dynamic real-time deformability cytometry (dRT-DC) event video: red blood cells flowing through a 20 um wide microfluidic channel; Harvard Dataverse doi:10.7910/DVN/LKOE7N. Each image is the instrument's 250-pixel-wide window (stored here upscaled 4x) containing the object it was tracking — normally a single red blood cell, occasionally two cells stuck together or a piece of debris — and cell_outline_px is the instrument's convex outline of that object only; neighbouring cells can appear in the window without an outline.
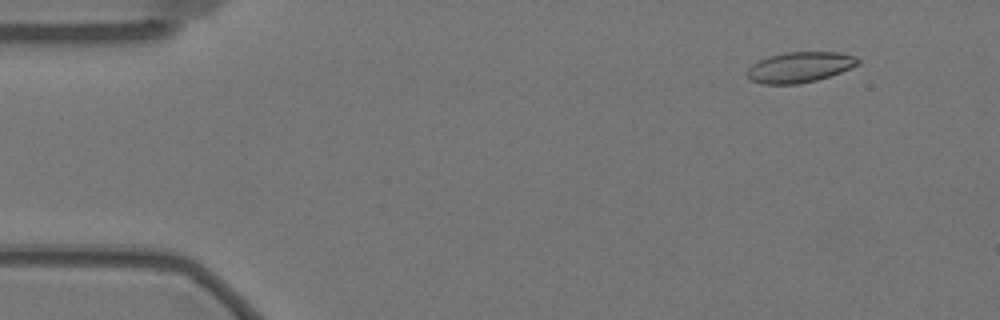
{"species": "Egyptian fruit bat (a non-hibernating species)", "species_latin": "Rousettus aegyptiacus", "temperature_condition": "warm", "stored_images_in_passage": 23, "camera_frame_rate_fps": 3000, "um_per_image_px": 0.085, "animal": {"sex": "female"}, "frame": {"image": 1, "passage_image": 2, "time_ms": 0.333, "image_size_px": [1000, 320], "cell_outline_px": [[860, 64], [840, 72], [816, 80], [796, 84], [760, 84], [752, 80], [748, 76], [748, 68], [752, 64], [760, 60], [784, 52], [840, 52], [856, 56], [860, 60]], "centroid_in_image_um": [68.01, 5.7], "position_along_channel_um": 17.0, "area_um2": 19.54}}
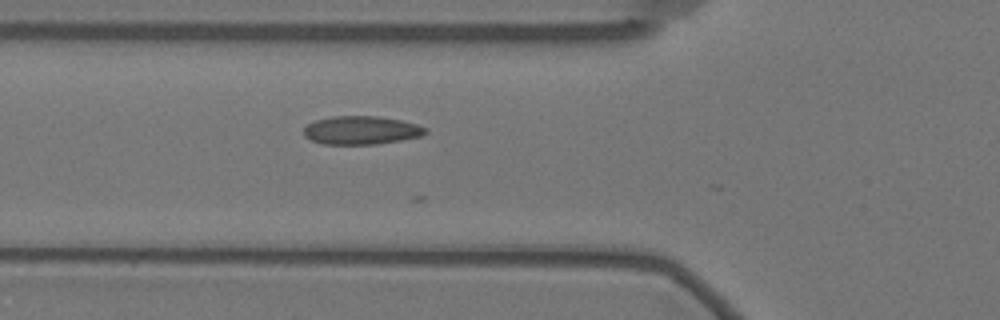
{"frame": {"image": 2, "passage_image": 17, "time_ms": 5.333, "image_size_px": [1000, 320], "cell_outline_px": [[428, 132], [420, 136], [400, 140], [376, 144], [324, 144], [312, 140], [304, 136], [304, 128], [308, 124], [316, 120], [332, 116], [376, 116], [400, 120], [416, 124], [428, 128]], "centroid_in_image_um": [30.71, 11.07], "position_along_channel_um": 95.1, "area_um2": 20.0}}
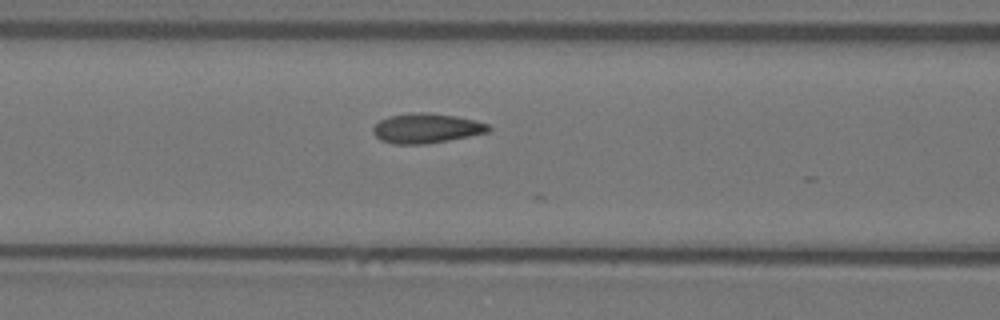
{"frame": {"image": 3, "passage_image": 20, "time_ms": 6.333, "image_size_px": [1000, 320], "cell_outline_px": [[492, 128], [488, 132], [448, 140], [424, 144], [392, 144], [380, 140], [372, 132], [372, 128], [380, 120], [388, 116], [416, 112], [428, 112], [456, 116], [488, 124]], "centroid_in_image_um": [36.2, 10.9], "position_along_channel_um": 130.4, "area_um2": 19.94}}